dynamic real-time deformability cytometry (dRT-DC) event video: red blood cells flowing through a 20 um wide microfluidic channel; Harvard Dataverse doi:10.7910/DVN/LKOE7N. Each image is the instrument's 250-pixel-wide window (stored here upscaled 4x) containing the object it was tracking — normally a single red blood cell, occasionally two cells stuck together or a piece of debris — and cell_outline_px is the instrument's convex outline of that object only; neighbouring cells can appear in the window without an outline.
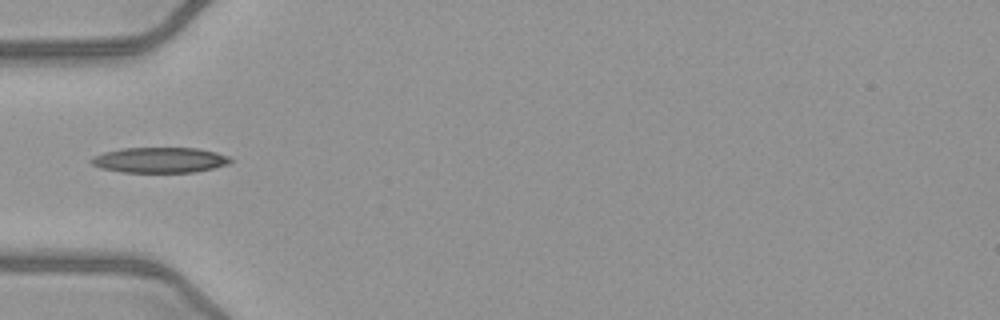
{"species": "common noctule bat (a hibernating species)", "species_latin": "Nyctalus noctula", "temperature_condition": "warm", "stored_images_in_passage": 35, "camera_frame_rate_fps": 3000, "um_per_image_px": 0.085, "animal": {"sex": "female", "body_mass_g": 21.9}, "frame": {"image": 1, "passage_image": 1, "time_ms": 0.0, "image_size_px": [1000, 320], "cell_outline_px": [[228, 160], [220, 164], [204, 168], [184, 172], [136, 172], [112, 168], [100, 164], [116, 152], [140, 148], [184, 148], [208, 152], [220, 156]], "centroid_in_image_um": [13.81, 13.61], "position_along_channel_um": 71.2, "area_um2": 16.82}}
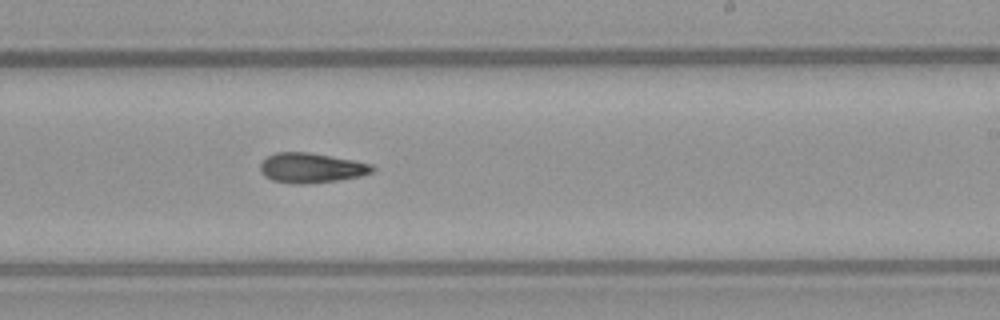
{"frame": {"image": 2, "passage_image": 15, "time_ms": 4.667, "image_size_px": [1000, 320], "cell_outline_px": [[368, 172], [348, 176], [324, 180], [280, 180], [264, 172], [264, 164], [272, 156], [324, 156], [364, 164], [368, 168]], "centroid_in_image_um": [26.47, 14.28], "position_along_channel_um": 262.5, "area_um2": 14.68}}
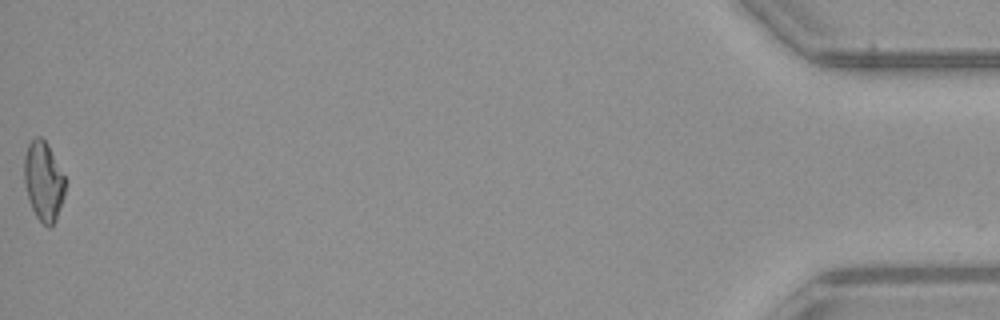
{"frame": {"image": 3, "passage_image": 35, "time_ms": 11.333, "image_size_px": [1000, 320], "cell_outline_px": [[64, 188], [52, 224], [40, 216], [36, 212], [32, 204], [28, 188], [28, 152], [32, 144], [44, 140], [64, 176]], "centroid_in_image_um": [3.78, 15.39], "position_along_channel_um": 431.4, "area_um2": 15.37}, "authors_computed_cell_mechanics": {"area_um2": 15.606, "velocity_mm_per_s": 4.0627, "shape_relaxation_time_tau1_ms": null, "shape_relaxation_time_tau2_ms": 10.7812, "deformation_change_tau1": null, "deformation_change_tau2": 0.2645}}